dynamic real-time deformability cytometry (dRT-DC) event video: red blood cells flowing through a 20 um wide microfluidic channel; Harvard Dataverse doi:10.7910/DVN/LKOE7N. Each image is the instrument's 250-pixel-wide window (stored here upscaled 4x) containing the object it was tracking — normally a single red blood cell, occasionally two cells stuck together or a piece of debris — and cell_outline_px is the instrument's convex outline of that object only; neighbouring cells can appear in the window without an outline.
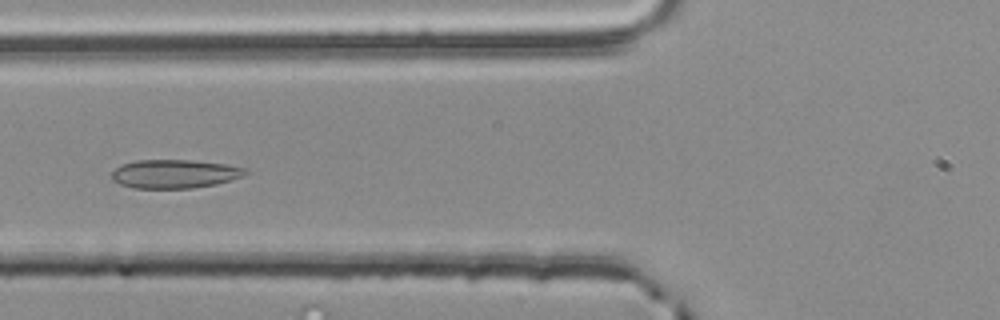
{"species": "common noctule bat (a hibernating species)", "species_latin": "Nyctalus noctula", "temperature_condition": "room temperature", "stored_images_in_passage": 2, "camera_frame_rate_fps": 3000, "um_per_image_px": 0.085, "animal": {"sex": "male", "body_mass_g": 20.4}, "frame": {"image": 1, "passage_image": 2, "time_ms": 0.333, "image_size_px": [1000, 320], "cell_outline_px": [[248, 172], [244, 176], [232, 180], [216, 184], [192, 188], [132, 188], [120, 184], [112, 180], [112, 172], [120, 164], [136, 160], [192, 160], [224, 164], [244, 168]], "centroid_in_image_um": [14.82, 14.78], "position_along_channel_um": 111.0, "area_um2": 22.37}}